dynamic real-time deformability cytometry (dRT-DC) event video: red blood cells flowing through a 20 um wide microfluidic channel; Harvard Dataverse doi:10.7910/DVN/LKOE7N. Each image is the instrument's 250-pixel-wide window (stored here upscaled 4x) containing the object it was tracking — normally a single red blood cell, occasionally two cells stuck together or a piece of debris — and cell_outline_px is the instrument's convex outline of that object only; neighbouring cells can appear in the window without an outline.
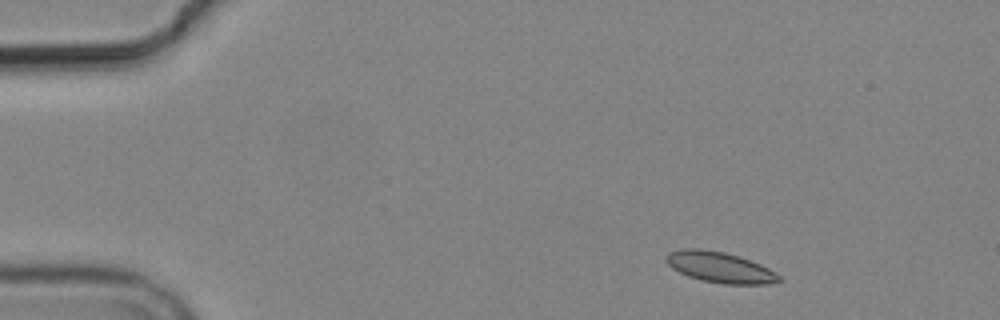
{"species": "common noctule bat (a hibernating species)", "species_latin": "Nyctalus noctula", "temperature_condition": "cold", "stored_images_in_passage": 5, "camera_frame_rate_fps": 3000, "um_per_image_px": 0.085, "animal": {"sex": "male", "body_mass_g": 19.2, "forearm_length_mm": 51.8}, "frame": {"image": 1, "passage_image": 2, "time_ms": 1.0, "image_size_px": [1000, 320], "cell_outline_px": [[780, 280], [768, 284], [724, 284], [700, 280], [688, 276], [672, 268], [668, 264], [664, 256], [668, 252], [684, 248], [700, 248], [724, 252], [760, 264], [776, 272], [780, 276]], "centroid_in_image_um": [61.15, 22.72], "position_along_channel_um": 23.9, "area_um2": 20.11}}
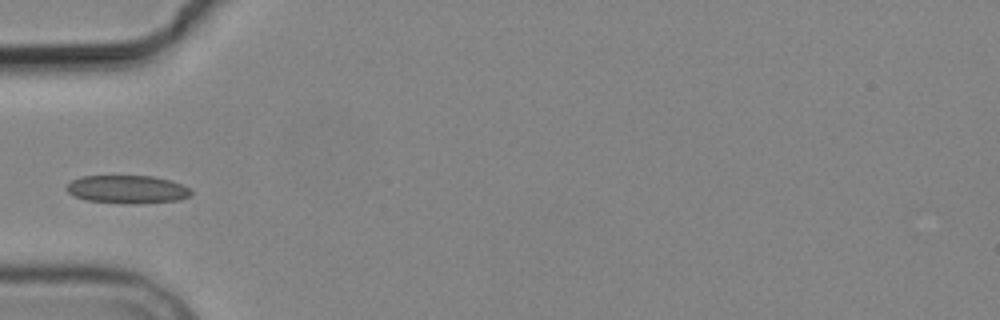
{"frame": {"image": 2, "passage_image": 5, "time_ms": 4.667, "image_size_px": [1000, 320], "cell_outline_px": [[192, 196], [180, 200], [144, 204], [124, 204], [88, 200], [76, 196], [68, 192], [64, 188], [72, 180], [80, 176], [152, 176], [168, 180], [192, 188]], "centroid_in_image_um": [10.87, 16.11], "position_along_channel_um": 74.1, "area_um2": 20.63}}